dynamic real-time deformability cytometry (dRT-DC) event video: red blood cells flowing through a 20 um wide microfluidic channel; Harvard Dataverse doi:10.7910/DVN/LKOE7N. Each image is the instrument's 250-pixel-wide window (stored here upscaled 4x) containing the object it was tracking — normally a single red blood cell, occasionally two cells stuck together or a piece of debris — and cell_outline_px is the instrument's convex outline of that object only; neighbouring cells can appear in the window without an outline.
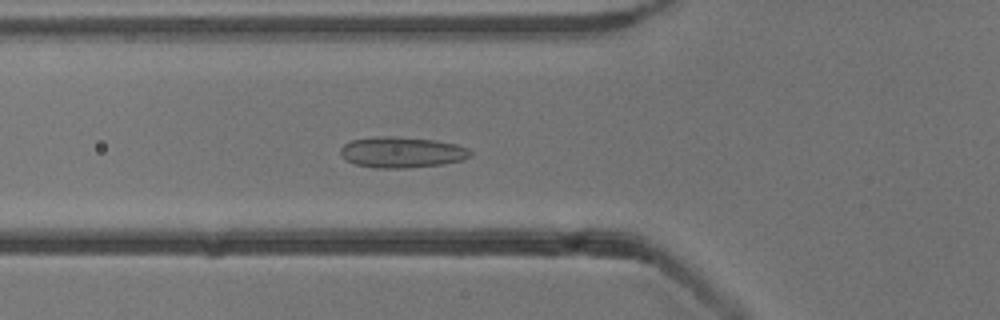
{"species": "common noctule bat (a hibernating species)", "species_latin": "Nyctalus noctula", "temperature_condition": "cold", "stored_images_in_passage": 54, "camera_frame_rate_fps": 3000, "um_per_image_px": 0.085, "animal": {"sex": "male", "body_mass_g": 13.3}, "frame": {"image": 1, "passage_image": 20, "time_ms": 6.333, "image_size_px": [1000, 320], "cell_outline_px": [[472, 156], [464, 160], [444, 164], [408, 168], [376, 168], [356, 164], [348, 160], [340, 152], [340, 148], [344, 144], [352, 140], [376, 136], [392, 136], [432, 140], [456, 144], [468, 148], [472, 152]], "centroid_in_image_um": [34.2, 12.95], "position_along_channel_um": 91.6, "area_um2": 23.35}}
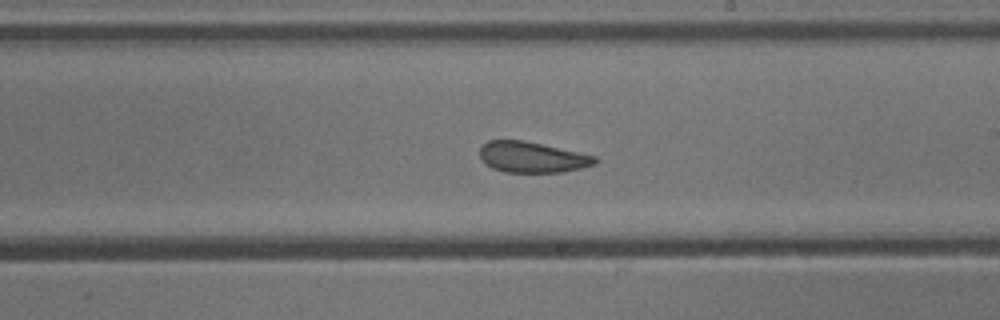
{"frame": {"image": 2, "passage_image": 32, "time_ms": 10.333, "image_size_px": [1000, 320], "cell_outline_px": [[600, 160], [596, 164], [564, 172], [504, 172], [492, 168], [484, 164], [480, 160], [480, 148], [488, 140], [524, 140], [596, 156]], "centroid_in_image_um": [45.22, 13.36], "position_along_channel_um": 243.8, "area_um2": 20.81}}
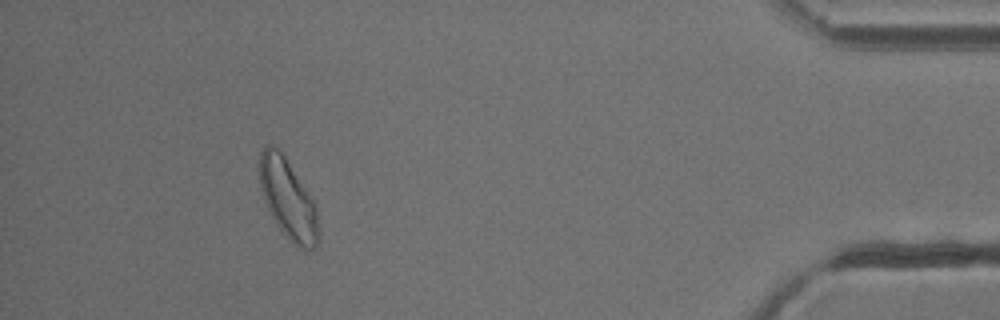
{"frame": {"image": 3, "passage_image": 50, "time_ms": 16.333, "image_size_px": [1000, 320], "cell_outline_px": [[320, 236], [316, 248], [308, 252], [304, 252], [280, 228], [272, 216], [264, 200], [260, 188], [260, 152], [264, 144], [272, 144], [284, 156], [316, 204], [320, 232]], "centroid_in_image_um": [24.52, 16.95], "position_along_channel_um": 410.7, "area_um2": 27.28}, "authors_computed_cell_mechanics": {"area_um2": 23.9003, "velocity_mm_per_s": 3.7825, "shape_relaxation_time_tau1_ms": null, "shape_relaxation_time_tau2_ms": 1.4343, "deformation_change_tau1": null, "deformation_change_tau2": 0.0754}}